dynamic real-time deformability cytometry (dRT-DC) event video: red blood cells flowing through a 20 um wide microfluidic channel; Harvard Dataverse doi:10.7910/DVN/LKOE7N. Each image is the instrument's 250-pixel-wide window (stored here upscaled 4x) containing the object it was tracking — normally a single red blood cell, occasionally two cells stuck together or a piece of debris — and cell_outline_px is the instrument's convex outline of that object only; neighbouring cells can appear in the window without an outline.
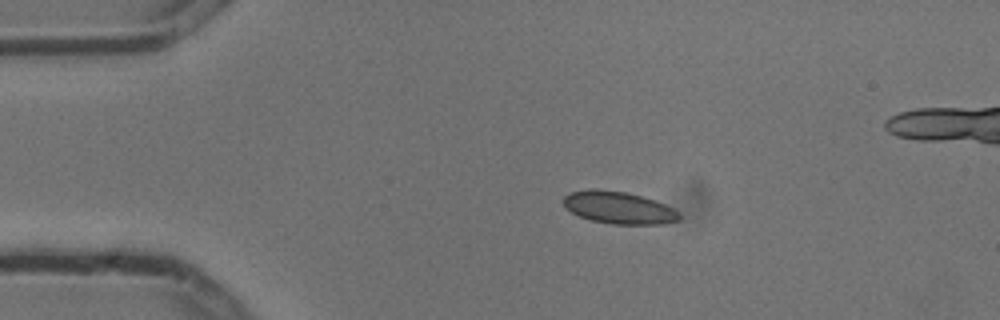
{"species": "common noctule bat (a hibernating species)", "species_latin": "Nyctalus noctula", "temperature_condition": "cold", "stored_images_in_passage": 5, "camera_frame_rate_fps": 3000, "um_per_image_px": 0.085, "animal": {"sex": "male", "body_mass_g": 13.3}, "frame": {"image": 1, "passage_image": 3, "time_ms": 0.667, "image_size_px": [1000, 320], "cell_outline_px": [[680, 220], [664, 224], [612, 224], [592, 220], [580, 216], [564, 208], [560, 200], [568, 192], [588, 188], [596, 188], [624, 192], [640, 196], [664, 204], [672, 208], [680, 216]], "centroid_in_image_um": [52.5, 17.64], "position_along_channel_um": 32.5, "area_um2": 21.85}}